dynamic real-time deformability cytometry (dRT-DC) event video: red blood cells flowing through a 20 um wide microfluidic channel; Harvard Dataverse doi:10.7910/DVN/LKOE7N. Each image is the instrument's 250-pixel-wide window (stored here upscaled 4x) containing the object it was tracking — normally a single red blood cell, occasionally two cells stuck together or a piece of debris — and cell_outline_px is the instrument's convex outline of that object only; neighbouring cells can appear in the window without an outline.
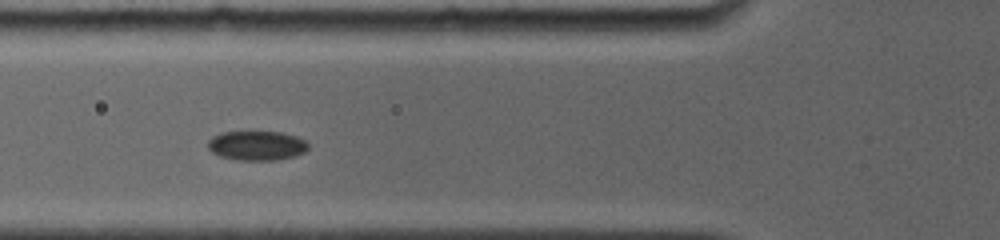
{"species": "common noctule bat (a hibernating species)", "species_latin": "Nyctalus noctula", "temperature_condition": "room temperature", "stored_images_in_passage": 19, "camera_frame_rate_fps": 4000, "um_per_image_px": 0.085, "animal": {"sex": "female", "body_mass_g": 19.0, "forearm_length_mm": 56.7}, "frame": {"image": 1, "passage_image": 4, "time_ms": 3.25, "image_size_px": [1000, 240], "cell_outline_px": [[308, 148], [304, 152], [292, 156], [276, 160], [236, 160], [220, 156], [212, 152], [208, 148], [208, 140], [212, 136], [220, 132], [280, 132], [296, 136], [304, 140], [308, 144]], "centroid_in_image_um": [21.79, 12.37], "position_along_channel_um": 104.0, "area_um2": 17.17}}
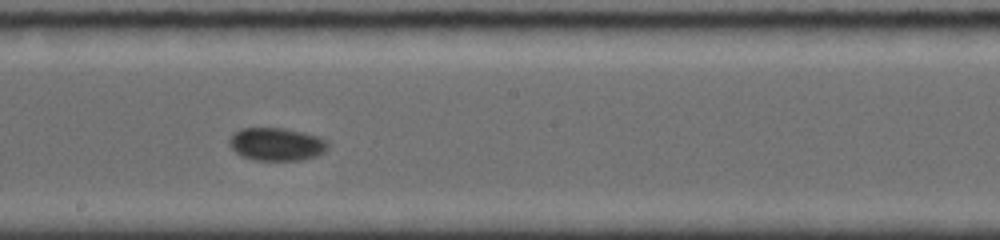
{"frame": {"image": 2, "passage_image": 9, "time_ms": 6.5, "image_size_px": [1000, 240], "cell_outline_px": [[328, 148], [324, 152], [316, 156], [300, 160], [252, 160], [236, 152], [228, 144], [228, 140], [240, 128], [284, 128], [316, 136], [328, 140]], "centroid_in_image_um": [23.51, 12.26], "position_along_channel_um": 224.7, "area_um2": 18.79}}
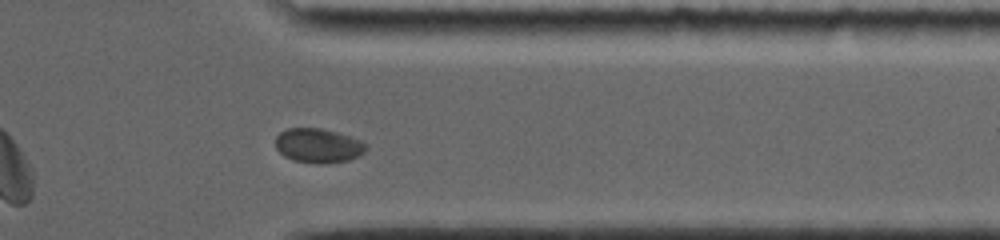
{"frame": {"image": 3, "passage_image": 17, "time_ms": 10.75, "image_size_px": [1000, 240], "cell_outline_px": [[368, 148], [364, 152], [348, 160], [324, 164], [316, 164], [292, 160], [284, 156], [276, 148], [276, 136], [280, 132], [288, 128], [320, 128], [336, 132], [364, 140], [368, 144]], "centroid_in_image_um": [27.07, 12.38], "position_along_channel_um": 384.3, "area_um2": 18.32}, "authors_computed_cell_mechanics": {"area_um2": 18.0336, "velocity_mm_per_s": 3.7299, "shape_relaxation_time_tau1_ms": 6.069, "shape_relaxation_time_tau2_ms": 2.2143, "deformation_change_tau1": 0.0702, "deformation_change_tau2": 0.0293}}